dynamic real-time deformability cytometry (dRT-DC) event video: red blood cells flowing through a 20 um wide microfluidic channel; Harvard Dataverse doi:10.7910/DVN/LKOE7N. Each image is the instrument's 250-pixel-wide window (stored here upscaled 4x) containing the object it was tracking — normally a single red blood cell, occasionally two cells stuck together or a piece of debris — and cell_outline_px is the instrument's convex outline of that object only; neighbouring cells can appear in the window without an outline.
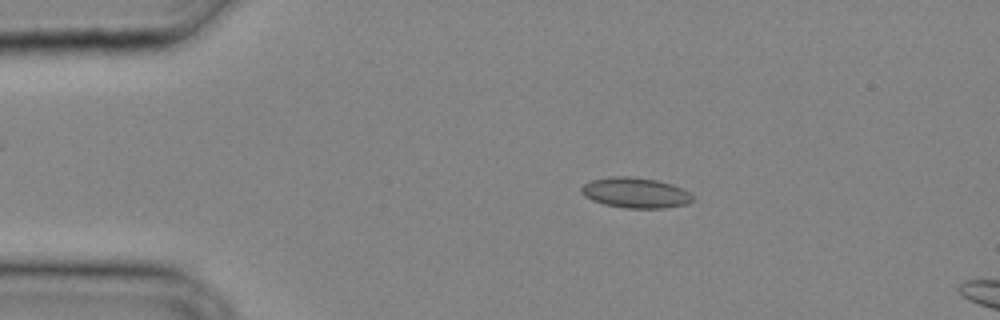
{"species": "common noctule bat (a hibernating species)", "species_latin": "Nyctalus noctula", "temperature_condition": "cold", "stored_images_in_passage": 9, "camera_frame_rate_fps": 3000, "um_per_image_px": 0.085, "animal": {"sex": "male", "body_mass_g": 20.4}, "frame": {"image": 1, "passage_image": 6, "time_ms": 1.667, "image_size_px": [1000, 320], "cell_outline_px": [[692, 200], [688, 204], [664, 208], [624, 208], [604, 204], [592, 200], [584, 196], [580, 192], [580, 188], [584, 184], [592, 180], [608, 176], [628, 176], [656, 180], [672, 184], [688, 192], [692, 196]], "centroid_in_image_um": [53.97, 16.38], "position_along_channel_um": 31.0, "area_um2": 19.71}}